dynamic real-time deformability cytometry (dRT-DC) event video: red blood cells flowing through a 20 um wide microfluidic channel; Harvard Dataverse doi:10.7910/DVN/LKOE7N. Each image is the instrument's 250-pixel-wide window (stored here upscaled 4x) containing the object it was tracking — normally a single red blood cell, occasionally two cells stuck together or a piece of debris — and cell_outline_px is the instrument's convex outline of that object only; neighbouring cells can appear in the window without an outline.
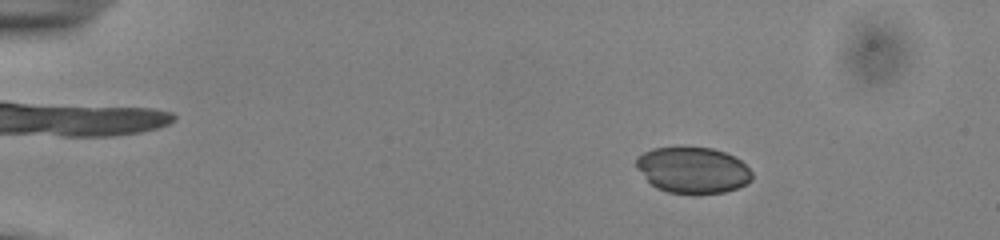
{"species": "common noctule bat (a hibernating species)", "species_latin": "Nyctalus noctula", "temperature_condition": "cold", "stored_images_in_passage": 54, "camera_frame_rate_fps": 3000, "um_per_image_px": 0.085, "animal": {"sex": "male", "body_mass_g": 13.0, "forearm_length_mm": 53.1}, "frame": {"image": 1, "passage_image": 9, "time_ms": 2.667, "image_size_px": [1000, 240], "cell_outline_px": [[752, 180], [748, 184], [724, 192], [668, 192], [656, 188], [636, 168], [636, 156], [652, 148], [680, 144], [712, 148], [736, 156], [752, 172]], "centroid_in_image_um": [58.87, 14.39], "position_along_channel_um": 26.1, "area_um2": 31.56}}
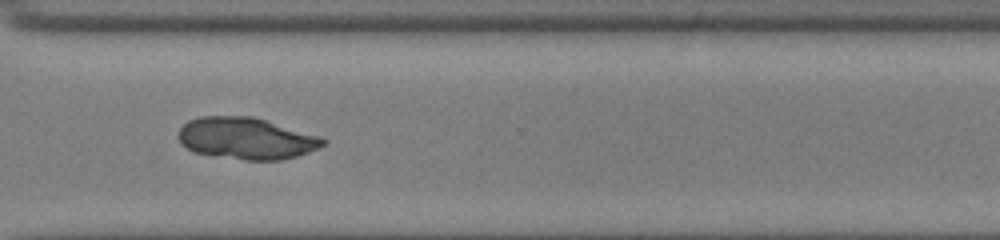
{"frame": {"image": 2, "passage_image": 41, "time_ms": 13.333, "image_size_px": [1000, 240], "cell_outline_px": [[328, 140], [320, 148], [296, 156], [280, 160], [244, 160], [192, 152], [180, 144], [180, 128], [188, 120], [200, 116], [252, 116], [320, 136]], "centroid_in_image_um": [20.93, 11.76], "position_along_channel_um": 349.7, "area_um2": 35.14}}
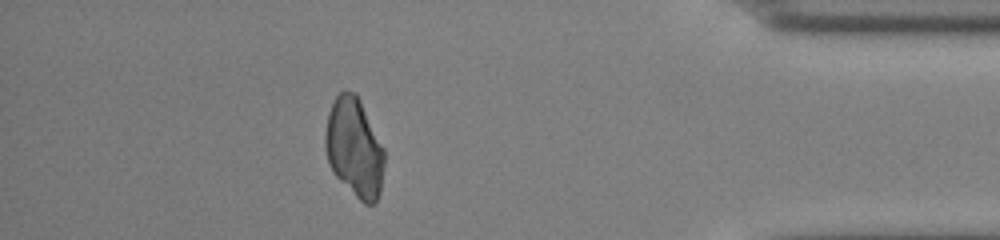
{"frame": {"image": 3, "passage_image": 48, "time_ms": 15.667, "image_size_px": [1000, 240], "cell_outline_px": [[384, 164], [380, 192], [376, 204], [364, 204], [332, 172], [328, 164], [324, 148], [324, 132], [328, 112], [336, 96], [344, 88], [356, 92], [384, 148]], "centroid_in_image_um": [30.1, 12.53], "position_along_channel_um": 405.1, "area_um2": 34.45}}